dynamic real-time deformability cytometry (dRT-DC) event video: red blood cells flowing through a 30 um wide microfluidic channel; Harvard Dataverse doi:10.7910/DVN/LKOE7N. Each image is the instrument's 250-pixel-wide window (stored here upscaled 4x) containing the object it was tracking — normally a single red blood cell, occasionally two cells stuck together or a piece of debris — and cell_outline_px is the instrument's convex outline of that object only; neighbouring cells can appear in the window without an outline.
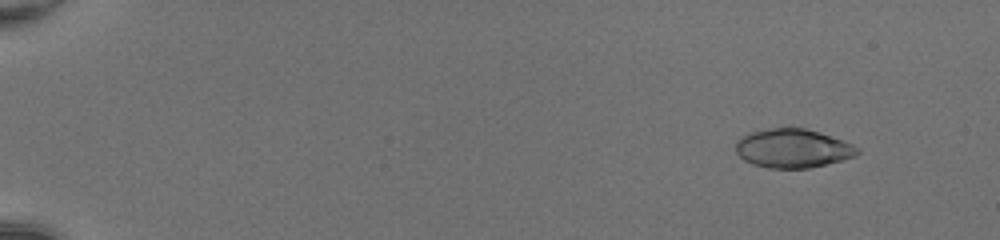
{"species": "common noctule bat (a hibernating species)", "species_latin": "Nyctalus noctula", "temperature_condition": "room temperature", "stored_images_in_passage": 52, "camera_frame_rate_fps": 3000, "um_per_image_px": 0.085, "animal": {"sex": "female", "body_mass_g": 20.0, "forearm_length_mm": 54.0}, "frame": {"image": 1, "passage_image": 6, "time_ms": 1.667, "image_size_px": [1000, 240], "cell_outline_px": [[860, 152], [856, 156], [808, 168], [768, 168], [752, 164], [744, 160], [736, 152], [736, 140], [740, 136], [748, 132], [768, 128], [804, 128], [820, 132], [844, 140], [860, 148]], "centroid_in_image_um": [67.37, 12.6], "position_along_channel_um": 17.6, "area_um2": 27.69}}
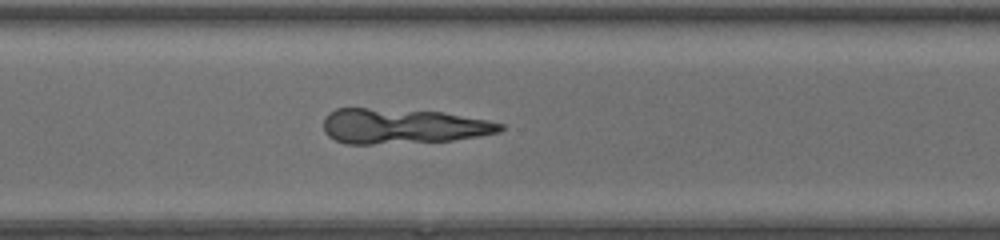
{"frame": {"image": 2, "passage_image": 40, "time_ms": 13.0, "image_size_px": [1000, 240], "cell_outline_px": [[504, 128], [500, 132], [480, 136], [452, 140], [372, 144], [344, 144], [328, 136], [324, 132], [324, 116], [328, 112], [336, 108], [368, 108], [440, 112], [488, 120], [504, 124]], "centroid_in_image_um": [34.2, 10.72], "position_along_channel_um": 336.4, "area_um2": 36.13}}
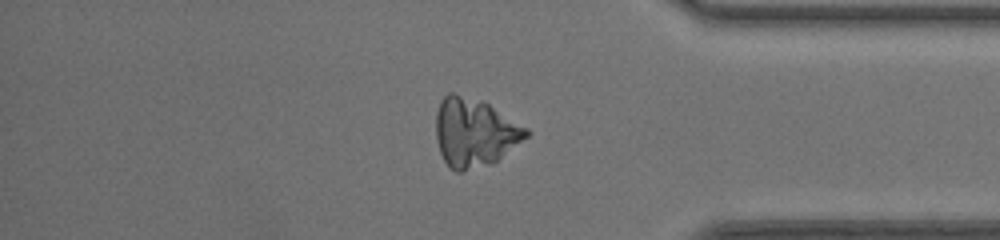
{"frame": {"image": 3, "passage_image": 45, "time_ms": 14.667, "image_size_px": [1000, 240], "cell_outline_px": [[532, 132], [528, 136], [496, 160], [460, 172], [456, 172], [448, 168], [440, 152], [436, 140], [436, 112], [440, 100], [448, 92], [452, 92], [488, 104], [528, 128]], "centroid_in_image_um": [40.29, 11.25], "position_along_channel_um": 394.9, "area_um2": 35.49}}